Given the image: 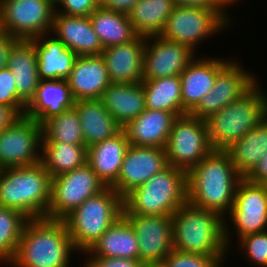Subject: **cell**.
<instances>
[{
  "label": "cell",
  "instance_id": "d4e9b609",
  "mask_svg": "<svg viewBox=\"0 0 267 267\" xmlns=\"http://www.w3.org/2000/svg\"><path fill=\"white\" fill-rule=\"evenodd\" d=\"M7 68L14 76L18 98L27 106L41 81L35 45L30 40H18L9 51Z\"/></svg>",
  "mask_w": 267,
  "mask_h": 267
},
{
  "label": "cell",
  "instance_id": "bcb514c9",
  "mask_svg": "<svg viewBox=\"0 0 267 267\" xmlns=\"http://www.w3.org/2000/svg\"><path fill=\"white\" fill-rule=\"evenodd\" d=\"M18 115L6 105L0 104V131L6 128Z\"/></svg>",
  "mask_w": 267,
  "mask_h": 267
},
{
  "label": "cell",
  "instance_id": "e0dca14e",
  "mask_svg": "<svg viewBox=\"0 0 267 267\" xmlns=\"http://www.w3.org/2000/svg\"><path fill=\"white\" fill-rule=\"evenodd\" d=\"M168 166L165 148L130 144L123 158L117 181L111 187L124 198L133 189Z\"/></svg>",
  "mask_w": 267,
  "mask_h": 267
},
{
  "label": "cell",
  "instance_id": "d6a6232c",
  "mask_svg": "<svg viewBox=\"0 0 267 267\" xmlns=\"http://www.w3.org/2000/svg\"><path fill=\"white\" fill-rule=\"evenodd\" d=\"M89 18L103 49L126 44L138 36L128 14L99 7Z\"/></svg>",
  "mask_w": 267,
  "mask_h": 267
},
{
  "label": "cell",
  "instance_id": "9c48e42d",
  "mask_svg": "<svg viewBox=\"0 0 267 267\" xmlns=\"http://www.w3.org/2000/svg\"><path fill=\"white\" fill-rule=\"evenodd\" d=\"M224 221L225 241L231 251L236 236L238 241L245 235L266 231L267 185L251 183L243 178L237 185L233 206Z\"/></svg>",
  "mask_w": 267,
  "mask_h": 267
},
{
  "label": "cell",
  "instance_id": "5bb4252c",
  "mask_svg": "<svg viewBox=\"0 0 267 267\" xmlns=\"http://www.w3.org/2000/svg\"><path fill=\"white\" fill-rule=\"evenodd\" d=\"M123 216L133 227L139 246V260L146 267H158L174 250L171 216L132 215L123 208Z\"/></svg>",
  "mask_w": 267,
  "mask_h": 267
},
{
  "label": "cell",
  "instance_id": "ab89813d",
  "mask_svg": "<svg viewBox=\"0 0 267 267\" xmlns=\"http://www.w3.org/2000/svg\"><path fill=\"white\" fill-rule=\"evenodd\" d=\"M99 7V0H61L55 7V12L67 16L89 17Z\"/></svg>",
  "mask_w": 267,
  "mask_h": 267
},
{
  "label": "cell",
  "instance_id": "9a60e30c",
  "mask_svg": "<svg viewBox=\"0 0 267 267\" xmlns=\"http://www.w3.org/2000/svg\"><path fill=\"white\" fill-rule=\"evenodd\" d=\"M237 60L233 59L217 75L212 89L203 96L190 115L205 121L240 98L254 85L256 74L244 69L241 61Z\"/></svg>",
  "mask_w": 267,
  "mask_h": 267
},
{
  "label": "cell",
  "instance_id": "f546056e",
  "mask_svg": "<svg viewBox=\"0 0 267 267\" xmlns=\"http://www.w3.org/2000/svg\"><path fill=\"white\" fill-rule=\"evenodd\" d=\"M225 151L230 155L236 171L245 178L267 152V121L263 119Z\"/></svg>",
  "mask_w": 267,
  "mask_h": 267
},
{
  "label": "cell",
  "instance_id": "4dcf8cb0",
  "mask_svg": "<svg viewBox=\"0 0 267 267\" xmlns=\"http://www.w3.org/2000/svg\"><path fill=\"white\" fill-rule=\"evenodd\" d=\"M175 7L174 0H139L128 17L138 36H159Z\"/></svg>",
  "mask_w": 267,
  "mask_h": 267
},
{
  "label": "cell",
  "instance_id": "ac0fdd59",
  "mask_svg": "<svg viewBox=\"0 0 267 267\" xmlns=\"http://www.w3.org/2000/svg\"><path fill=\"white\" fill-rule=\"evenodd\" d=\"M199 56V57H198ZM195 57L180 74L182 115L190 113L212 89L217 75L233 60L224 57Z\"/></svg>",
  "mask_w": 267,
  "mask_h": 267
},
{
  "label": "cell",
  "instance_id": "74e56055",
  "mask_svg": "<svg viewBox=\"0 0 267 267\" xmlns=\"http://www.w3.org/2000/svg\"><path fill=\"white\" fill-rule=\"evenodd\" d=\"M227 257L204 256L173 250L158 267H223Z\"/></svg>",
  "mask_w": 267,
  "mask_h": 267
},
{
  "label": "cell",
  "instance_id": "836d02e7",
  "mask_svg": "<svg viewBox=\"0 0 267 267\" xmlns=\"http://www.w3.org/2000/svg\"><path fill=\"white\" fill-rule=\"evenodd\" d=\"M146 109L173 112L182 116L180 75L143 80Z\"/></svg>",
  "mask_w": 267,
  "mask_h": 267
},
{
  "label": "cell",
  "instance_id": "4fadbf2b",
  "mask_svg": "<svg viewBox=\"0 0 267 267\" xmlns=\"http://www.w3.org/2000/svg\"><path fill=\"white\" fill-rule=\"evenodd\" d=\"M43 127L26 115L0 131V170L40 162Z\"/></svg>",
  "mask_w": 267,
  "mask_h": 267
},
{
  "label": "cell",
  "instance_id": "7a4b0ae2",
  "mask_svg": "<svg viewBox=\"0 0 267 267\" xmlns=\"http://www.w3.org/2000/svg\"><path fill=\"white\" fill-rule=\"evenodd\" d=\"M77 253L64 220L29 219L7 267H69Z\"/></svg>",
  "mask_w": 267,
  "mask_h": 267
},
{
  "label": "cell",
  "instance_id": "7bdbcfd3",
  "mask_svg": "<svg viewBox=\"0 0 267 267\" xmlns=\"http://www.w3.org/2000/svg\"><path fill=\"white\" fill-rule=\"evenodd\" d=\"M245 179L251 183L267 185V152Z\"/></svg>",
  "mask_w": 267,
  "mask_h": 267
},
{
  "label": "cell",
  "instance_id": "681fc988",
  "mask_svg": "<svg viewBox=\"0 0 267 267\" xmlns=\"http://www.w3.org/2000/svg\"><path fill=\"white\" fill-rule=\"evenodd\" d=\"M49 1L56 7L61 0H49Z\"/></svg>",
  "mask_w": 267,
  "mask_h": 267
},
{
  "label": "cell",
  "instance_id": "603a6c76",
  "mask_svg": "<svg viewBox=\"0 0 267 267\" xmlns=\"http://www.w3.org/2000/svg\"><path fill=\"white\" fill-rule=\"evenodd\" d=\"M176 118L173 112L145 109L123 130L131 145L165 148Z\"/></svg>",
  "mask_w": 267,
  "mask_h": 267
},
{
  "label": "cell",
  "instance_id": "7dc6e473",
  "mask_svg": "<svg viewBox=\"0 0 267 267\" xmlns=\"http://www.w3.org/2000/svg\"><path fill=\"white\" fill-rule=\"evenodd\" d=\"M258 76H256L255 78V82L254 84L259 88L261 95H262V99H263V112H264V120L267 121V90L264 88L263 90V86L260 84L259 85V78L257 79ZM262 86V87H260ZM266 90V91H265Z\"/></svg>",
  "mask_w": 267,
  "mask_h": 267
},
{
  "label": "cell",
  "instance_id": "cb8c5ba5",
  "mask_svg": "<svg viewBox=\"0 0 267 267\" xmlns=\"http://www.w3.org/2000/svg\"><path fill=\"white\" fill-rule=\"evenodd\" d=\"M74 103L67 80H41L24 115L42 126L50 118L73 108Z\"/></svg>",
  "mask_w": 267,
  "mask_h": 267
},
{
  "label": "cell",
  "instance_id": "b9f144b4",
  "mask_svg": "<svg viewBox=\"0 0 267 267\" xmlns=\"http://www.w3.org/2000/svg\"><path fill=\"white\" fill-rule=\"evenodd\" d=\"M176 5L207 7L214 10H229L225 0H174Z\"/></svg>",
  "mask_w": 267,
  "mask_h": 267
},
{
  "label": "cell",
  "instance_id": "1f68e13d",
  "mask_svg": "<svg viewBox=\"0 0 267 267\" xmlns=\"http://www.w3.org/2000/svg\"><path fill=\"white\" fill-rule=\"evenodd\" d=\"M87 157L85 145L50 142L42 136L40 163L52 178L85 165Z\"/></svg>",
  "mask_w": 267,
  "mask_h": 267
},
{
  "label": "cell",
  "instance_id": "6da1fadb",
  "mask_svg": "<svg viewBox=\"0 0 267 267\" xmlns=\"http://www.w3.org/2000/svg\"><path fill=\"white\" fill-rule=\"evenodd\" d=\"M242 179L230 155L225 150H213L187 172V202L225 218Z\"/></svg>",
  "mask_w": 267,
  "mask_h": 267
},
{
  "label": "cell",
  "instance_id": "f6af8a7d",
  "mask_svg": "<svg viewBox=\"0 0 267 267\" xmlns=\"http://www.w3.org/2000/svg\"><path fill=\"white\" fill-rule=\"evenodd\" d=\"M139 0H99L102 8L128 14Z\"/></svg>",
  "mask_w": 267,
  "mask_h": 267
},
{
  "label": "cell",
  "instance_id": "ee69618b",
  "mask_svg": "<svg viewBox=\"0 0 267 267\" xmlns=\"http://www.w3.org/2000/svg\"><path fill=\"white\" fill-rule=\"evenodd\" d=\"M17 41L15 37L0 31V70L7 68L9 51Z\"/></svg>",
  "mask_w": 267,
  "mask_h": 267
},
{
  "label": "cell",
  "instance_id": "8992f818",
  "mask_svg": "<svg viewBox=\"0 0 267 267\" xmlns=\"http://www.w3.org/2000/svg\"><path fill=\"white\" fill-rule=\"evenodd\" d=\"M123 198L112 188L86 199L63 220L75 249L82 255L123 215Z\"/></svg>",
  "mask_w": 267,
  "mask_h": 267
},
{
  "label": "cell",
  "instance_id": "f35d334b",
  "mask_svg": "<svg viewBox=\"0 0 267 267\" xmlns=\"http://www.w3.org/2000/svg\"><path fill=\"white\" fill-rule=\"evenodd\" d=\"M0 104L6 105L18 116L25 113L26 105L18 98L14 76L8 68L0 70Z\"/></svg>",
  "mask_w": 267,
  "mask_h": 267
},
{
  "label": "cell",
  "instance_id": "484cf974",
  "mask_svg": "<svg viewBox=\"0 0 267 267\" xmlns=\"http://www.w3.org/2000/svg\"><path fill=\"white\" fill-rule=\"evenodd\" d=\"M129 146L127 135L122 129L115 136L87 148V163L106 186L111 187L117 181Z\"/></svg>",
  "mask_w": 267,
  "mask_h": 267
},
{
  "label": "cell",
  "instance_id": "f1b7e54d",
  "mask_svg": "<svg viewBox=\"0 0 267 267\" xmlns=\"http://www.w3.org/2000/svg\"><path fill=\"white\" fill-rule=\"evenodd\" d=\"M74 107L79 115L87 148L115 136L123 129L100 99L77 100Z\"/></svg>",
  "mask_w": 267,
  "mask_h": 267
},
{
  "label": "cell",
  "instance_id": "ba28073f",
  "mask_svg": "<svg viewBox=\"0 0 267 267\" xmlns=\"http://www.w3.org/2000/svg\"><path fill=\"white\" fill-rule=\"evenodd\" d=\"M229 15L227 10L176 5L160 36L172 42L185 44L198 53L197 49L201 43L204 44L208 38L220 35L228 26H232V17Z\"/></svg>",
  "mask_w": 267,
  "mask_h": 267
},
{
  "label": "cell",
  "instance_id": "83f0119b",
  "mask_svg": "<svg viewBox=\"0 0 267 267\" xmlns=\"http://www.w3.org/2000/svg\"><path fill=\"white\" fill-rule=\"evenodd\" d=\"M100 101L123 128L145 109L143 83H111L102 93Z\"/></svg>",
  "mask_w": 267,
  "mask_h": 267
},
{
  "label": "cell",
  "instance_id": "e575fe53",
  "mask_svg": "<svg viewBox=\"0 0 267 267\" xmlns=\"http://www.w3.org/2000/svg\"><path fill=\"white\" fill-rule=\"evenodd\" d=\"M29 218L18 210L0 205V265L13 261Z\"/></svg>",
  "mask_w": 267,
  "mask_h": 267
},
{
  "label": "cell",
  "instance_id": "277c9868",
  "mask_svg": "<svg viewBox=\"0 0 267 267\" xmlns=\"http://www.w3.org/2000/svg\"><path fill=\"white\" fill-rule=\"evenodd\" d=\"M51 175L39 162L0 170V205L20 211L29 219L47 218Z\"/></svg>",
  "mask_w": 267,
  "mask_h": 267
},
{
  "label": "cell",
  "instance_id": "8fae6325",
  "mask_svg": "<svg viewBox=\"0 0 267 267\" xmlns=\"http://www.w3.org/2000/svg\"><path fill=\"white\" fill-rule=\"evenodd\" d=\"M106 187L88 163L53 177L47 218L63 220L86 199Z\"/></svg>",
  "mask_w": 267,
  "mask_h": 267
},
{
  "label": "cell",
  "instance_id": "4316f807",
  "mask_svg": "<svg viewBox=\"0 0 267 267\" xmlns=\"http://www.w3.org/2000/svg\"><path fill=\"white\" fill-rule=\"evenodd\" d=\"M83 255L139 259L136 233L129 221L122 215Z\"/></svg>",
  "mask_w": 267,
  "mask_h": 267
},
{
  "label": "cell",
  "instance_id": "30bf717a",
  "mask_svg": "<svg viewBox=\"0 0 267 267\" xmlns=\"http://www.w3.org/2000/svg\"><path fill=\"white\" fill-rule=\"evenodd\" d=\"M213 150L204 120L189 113L174 120L165 147L169 166L188 172Z\"/></svg>",
  "mask_w": 267,
  "mask_h": 267
},
{
  "label": "cell",
  "instance_id": "ffe728a7",
  "mask_svg": "<svg viewBox=\"0 0 267 267\" xmlns=\"http://www.w3.org/2000/svg\"><path fill=\"white\" fill-rule=\"evenodd\" d=\"M51 33L77 56L101 55L103 47L89 17L54 13Z\"/></svg>",
  "mask_w": 267,
  "mask_h": 267
},
{
  "label": "cell",
  "instance_id": "c3c4849f",
  "mask_svg": "<svg viewBox=\"0 0 267 267\" xmlns=\"http://www.w3.org/2000/svg\"><path fill=\"white\" fill-rule=\"evenodd\" d=\"M225 1L232 7L234 5V3L236 4L240 0H225Z\"/></svg>",
  "mask_w": 267,
  "mask_h": 267
},
{
  "label": "cell",
  "instance_id": "60d3db41",
  "mask_svg": "<svg viewBox=\"0 0 267 267\" xmlns=\"http://www.w3.org/2000/svg\"><path fill=\"white\" fill-rule=\"evenodd\" d=\"M83 267H146L139 259L85 257Z\"/></svg>",
  "mask_w": 267,
  "mask_h": 267
},
{
  "label": "cell",
  "instance_id": "7402d4cb",
  "mask_svg": "<svg viewBox=\"0 0 267 267\" xmlns=\"http://www.w3.org/2000/svg\"><path fill=\"white\" fill-rule=\"evenodd\" d=\"M35 45L40 80H66L78 57L52 33L30 40Z\"/></svg>",
  "mask_w": 267,
  "mask_h": 267
},
{
  "label": "cell",
  "instance_id": "52a82bcc",
  "mask_svg": "<svg viewBox=\"0 0 267 267\" xmlns=\"http://www.w3.org/2000/svg\"><path fill=\"white\" fill-rule=\"evenodd\" d=\"M264 119L263 99L254 84L240 98L205 120L214 150H225Z\"/></svg>",
  "mask_w": 267,
  "mask_h": 267
},
{
  "label": "cell",
  "instance_id": "d6986e66",
  "mask_svg": "<svg viewBox=\"0 0 267 267\" xmlns=\"http://www.w3.org/2000/svg\"><path fill=\"white\" fill-rule=\"evenodd\" d=\"M144 53V36H137L126 44L113 45L103 49L101 56L105 62L110 82L123 84L142 82Z\"/></svg>",
  "mask_w": 267,
  "mask_h": 267
},
{
  "label": "cell",
  "instance_id": "2e32d148",
  "mask_svg": "<svg viewBox=\"0 0 267 267\" xmlns=\"http://www.w3.org/2000/svg\"><path fill=\"white\" fill-rule=\"evenodd\" d=\"M189 46L159 36L145 37L143 80L180 75L196 57Z\"/></svg>",
  "mask_w": 267,
  "mask_h": 267
},
{
  "label": "cell",
  "instance_id": "3957f363",
  "mask_svg": "<svg viewBox=\"0 0 267 267\" xmlns=\"http://www.w3.org/2000/svg\"><path fill=\"white\" fill-rule=\"evenodd\" d=\"M171 217L174 250L204 256L231 255L220 214L186 202Z\"/></svg>",
  "mask_w": 267,
  "mask_h": 267
},
{
  "label": "cell",
  "instance_id": "d590c367",
  "mask_svg": "<svg viewBox=\"0 0 267 267\" xmlns=\"http://www.w3.org/2000/svg\"><path fill=\"white\" fill-rule=\"evenodd\" d=\"M42 127L43 135L50 142L85 145L81 122L75 107L50 118Z\"/></svg>",
  "mask_w": 267,
  "mask_h": 267
},
{
  "label": "cell",
  "instance_id": "7c38bea8",
  "mask_svg": "<svg viewBox=\"0 0 267 267\" xmlns=\"http://www.w3.org/2000/svg\"><path fill=\"white\" fill-rule=\"evenodd\" d=\"M55 6L49 0H0V29L18 40L51 33Z\"/></svg>",
  "mask_w": 267,
  "mask_h": 267
},
{
  "label": "cell",
  "instance_id": "8d00e7d4",
  "mask_svg": "<svg viewBox=\"0 0 267 267\" xmlns=\"http://www.w3.org/2000/svg\"><path fill=\"white\" fill-rule=\"evenodd\" d=\"M241 255L255 267H267V230L245 235L238 240Z\"/></svg>",
  "mask_w": 267,
  "mask_h": 267
},
{
  "label": "cell",
  "instance_id": "5b68a950",
  "mask_svg": "<svg viewBox=\"0 0 267 267\" xmlns=\"http://www.w3.org/2000/svg\"><path fill=\"white\" fill-rule=\"evenodd\" d=\"M187 202V172L168 166L123 198L132 215L172 216Z\"/></svg>",
  "mask_w": 267,
  "mask_h": 267
},
{
  "label": "cell",
  "instance_id": "44dd1931",
  "mask_svg": "<svg viewBox=\"0 0 267 267\" xmlns=\"http://www.w3.org/2000/svg\"><path fill=\"white\" fill-rule=\"evenodd\" d=\"M66 80L75 101L100 99L111 84L101 55L78 56Z\"/></svg>",
  "mask_w": 267,
  "mask_h": 267
}]
</instances>
